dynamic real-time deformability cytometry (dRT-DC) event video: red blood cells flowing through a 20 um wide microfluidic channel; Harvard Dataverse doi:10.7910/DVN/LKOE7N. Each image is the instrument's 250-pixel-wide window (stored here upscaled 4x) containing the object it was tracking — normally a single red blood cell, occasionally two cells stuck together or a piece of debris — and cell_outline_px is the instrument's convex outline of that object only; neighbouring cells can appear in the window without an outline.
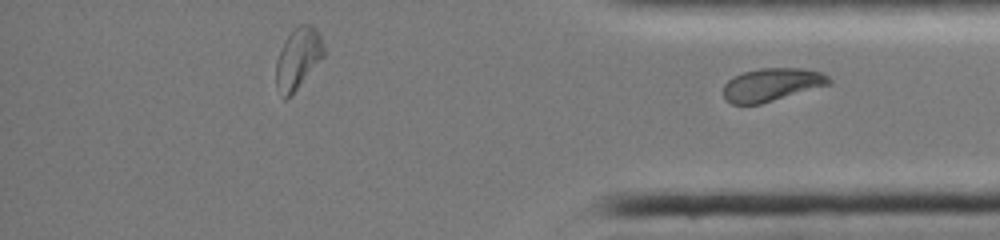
{"species": "common noctule bat (a hibernating species)", "species_latin": "Nyctalus noctula", "temperature_condition": "cold", "stored_images_in_passage": 33, "segment_of_instrument_passage": [2, 2], "camera_frame_rate_fps": 3000, "um_per_image_px": 0.085, "animal": {"sex": "female", "body_mass_g": 19.0, "forearm_length_mm": 51.5}, "frame": {"image": 1, "passage_image": 33, "time_ms": 10.667, "image_size_px": [1000, 240], "cell_outline_px": [[832, 84], [760, 104], [732, 104], [724, 100], [724, 84], [728, 80], [744, 72], [760, 68], [796, 68], [820, 72], [828, 76], [832, 80]], "centroid_in_image_um": [65.6, 7.2], "position_along_channel_um": 369.6, "area_um2": 20.23}}